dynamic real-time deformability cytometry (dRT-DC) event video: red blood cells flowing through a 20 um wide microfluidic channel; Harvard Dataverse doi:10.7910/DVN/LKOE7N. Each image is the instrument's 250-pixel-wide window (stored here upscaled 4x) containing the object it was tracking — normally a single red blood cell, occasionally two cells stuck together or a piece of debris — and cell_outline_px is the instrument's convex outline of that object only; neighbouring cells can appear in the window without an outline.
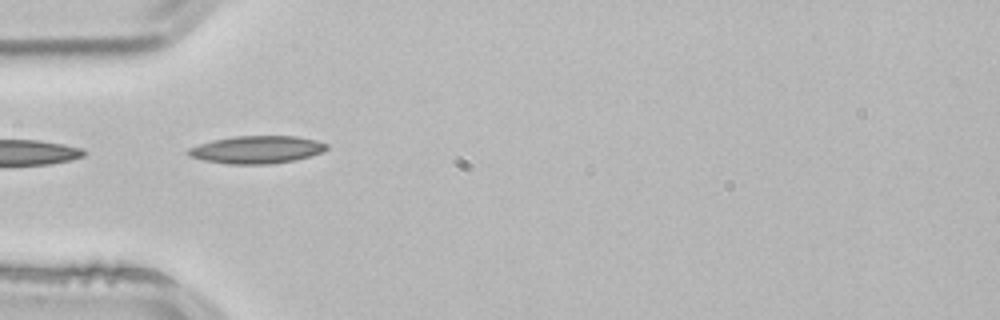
{"species": "common noctule bat (a hibernating species)", "species_latin": "Nyctalus noctula", "temperature_condition": "room temperature", "stored_images_in_passage": 2, "camera_frame_rate_fps": 3000, "um_per_image_px": 0.085, "animal": {"sex": "male", "body_mass_g": 21.5, "forearm_length_mm": 52.0}, "frame": {"image": 1, "passage_image": 2, "time_ms": 0.333, "image_size_px": [1000, 320], "cell_outline_px": [[328, 148], [324, 152], [296, 160], [272, 164], [228, 164], [204, 160], [188, 156], [184, 152], [188, 148], [212, 140], [232, 136], [296, 136], [316, 140], [328, 144]], "centroid_in_image_um": [21.82, 12.72], "position_along_channel_um": 63.2, "area_um2": 22.54}}